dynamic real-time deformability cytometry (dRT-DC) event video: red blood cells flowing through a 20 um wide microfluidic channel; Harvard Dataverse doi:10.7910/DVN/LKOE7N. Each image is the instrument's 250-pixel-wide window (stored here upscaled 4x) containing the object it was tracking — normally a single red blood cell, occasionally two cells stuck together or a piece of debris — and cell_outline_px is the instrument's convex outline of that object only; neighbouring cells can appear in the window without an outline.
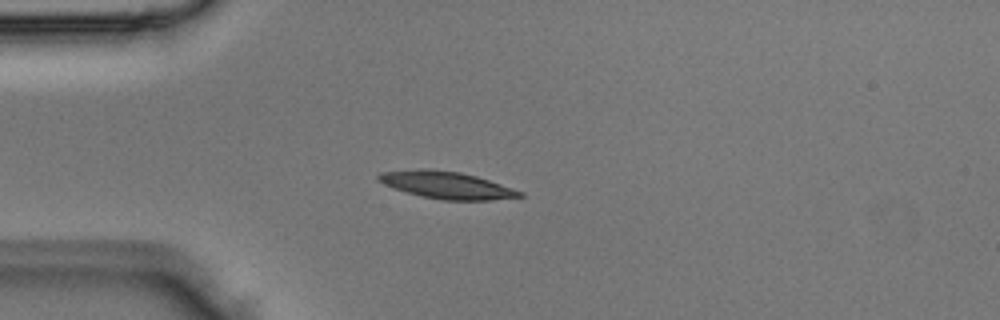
{"species": "Egyptian fruit bat (a non-hibernating species)", "species_latin": "Rousettus aegyptiacus", "temperature_condition": "room temperature", "stored_images_in_passage": 4, "camera_frame_rate_fps": 3000, "um_per_image_px": 0.085, "animal": {"sex": "male"}, "frame": {"image": 1, "passage_image": 4, "time_ms": 1.0, "image_size_px": [1000, 320], "cell_outline_px": [[524, 196], [492, 200], [440, 200], [408, 192], [384, 184], [376, 180], [376, 176], [380, 172], [420, 168], [432, 168], [460, 172], [476, 176], [524, 192]], "centroid_in_image_um": [37.95, 15.71], "position_along_channel_um": 47.1, "area_um2": 22.31}}